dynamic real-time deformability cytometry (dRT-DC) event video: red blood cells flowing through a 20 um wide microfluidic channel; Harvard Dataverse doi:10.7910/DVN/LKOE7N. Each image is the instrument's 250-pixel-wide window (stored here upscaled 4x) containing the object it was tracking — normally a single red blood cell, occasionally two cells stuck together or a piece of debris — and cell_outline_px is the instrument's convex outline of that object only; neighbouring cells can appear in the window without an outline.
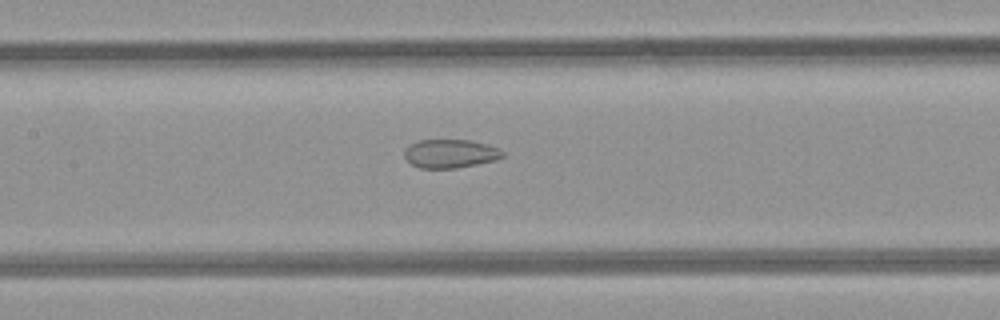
{"species": "common noctule bat (a hibernating species)", "species_latin": "Nyctalus noctula", "temperature_condition": "room temperature", "stored_images_in_passage": 24, "camera_frame_rate_fps": 3000, "um_per_image_px": 0.085, "animal": {"sex": "female", "body_mass_g": 21.9}, "frame": {"image": 1, "passage_image": 17, "time_ms": 5.333, "image_size_px": [1000, 320], "cell_outline_px": [[504, 156], [496, 160], [456, 168], [420, 168], [412, 164], [404, 156], [404, 148], [420, 140], [468, 140], [488, 144], [500, 148], [504, 152]], "centroid_in_image_um": [38.3, 13.05], "position_along_channel_um": 169.1, "area_um2": 16.36}}